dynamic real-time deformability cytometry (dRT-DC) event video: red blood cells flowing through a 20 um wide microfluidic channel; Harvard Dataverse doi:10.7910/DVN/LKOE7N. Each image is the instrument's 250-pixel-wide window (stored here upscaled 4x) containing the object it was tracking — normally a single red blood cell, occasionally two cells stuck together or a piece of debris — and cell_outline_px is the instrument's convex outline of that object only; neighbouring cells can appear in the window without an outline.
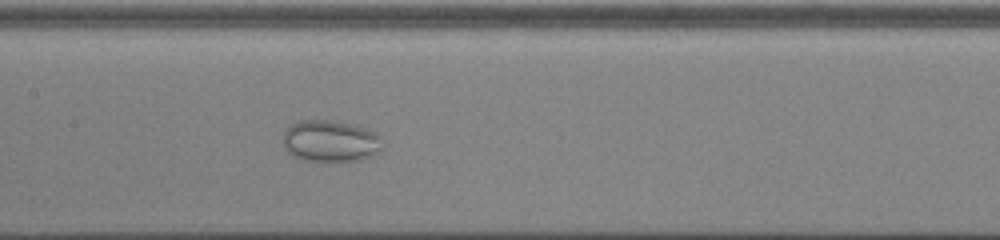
{"species": "common noctule bat (a hibernating species)", "species_latin": "Nyctalus noctula", "temperature_condition": "cold", "stored_images_in_passage": 40, "camera_frame_rate_fps": 3000, "um_per_image_px": 0.085, "animal": {"sex": "male", "body_mass_g": 13.0, "forearm_length_mm": 53.1}, "frame": {"image": 1, "passage_image": 17, "time_ms": 5.333, "image_size_px": [1000, 240], "cell_outline_px": [[380, 148], [372, 156], [360, 160], [336, 164], [332, 164], [304, 160], [292, 156], [284, 148], [284, 132], [292, 124], [300, 120], [328, 120], [348, 124], [364, 128], [376, 132], [380, 136]], "centroid_in_image_um": [28.06, 12.05], "position_along_channel_um": 179.3, "area_um2": 24.51}}
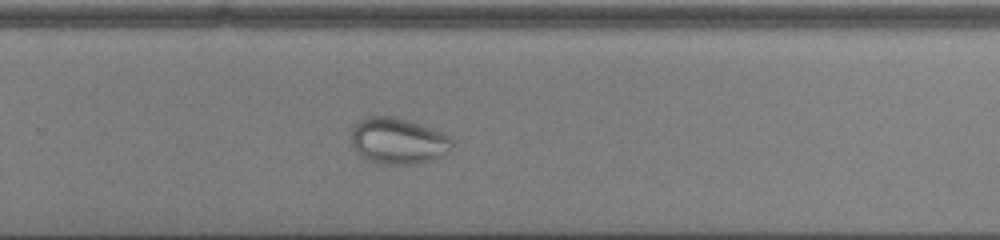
{"frame": {"image": 2, "passage_image": 26, "time_ms": 8.333, "image_size_px": [1000, 240], "cell_outline_px": [[452, 148], [440, 156], [432, 160], [412, 164], [384, 164], [360, 156], [356, 152], [352, 144], [352, 128], [360, 120], [368, 116], [392, 116], [440, 132], [448, 136], [452, 140]], "centroid_in_image_um": [33.8, 11.99], "position_along_channel_um": 296.0, "area_um2": 26.53}}
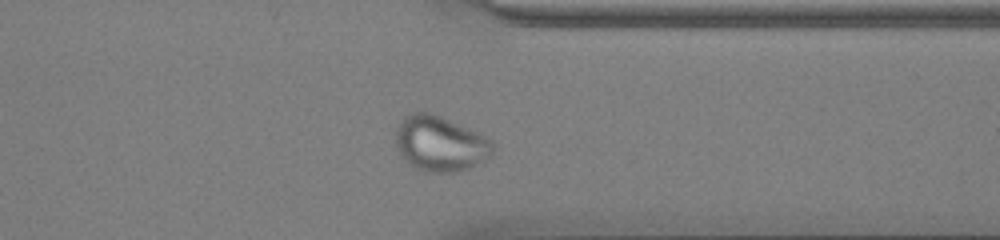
{"frame": {"image": 3, "passage_image": 32, "time_ms": 10.333, "image_size_px": [1000, 240], "cell_outline_px": [[492, 156], [468, 168], [456, 172], [428, 172], [416, 168], [400, 156], [396, 148], [396, 128], [408, 116], [416, 112], [428, 112], [440, 116], [480, 132], [492, 140]], "centroid_in_image_um": [37.43, 12.22], "position_along_channel_um": 374.0, "area_um2": 31.1}}